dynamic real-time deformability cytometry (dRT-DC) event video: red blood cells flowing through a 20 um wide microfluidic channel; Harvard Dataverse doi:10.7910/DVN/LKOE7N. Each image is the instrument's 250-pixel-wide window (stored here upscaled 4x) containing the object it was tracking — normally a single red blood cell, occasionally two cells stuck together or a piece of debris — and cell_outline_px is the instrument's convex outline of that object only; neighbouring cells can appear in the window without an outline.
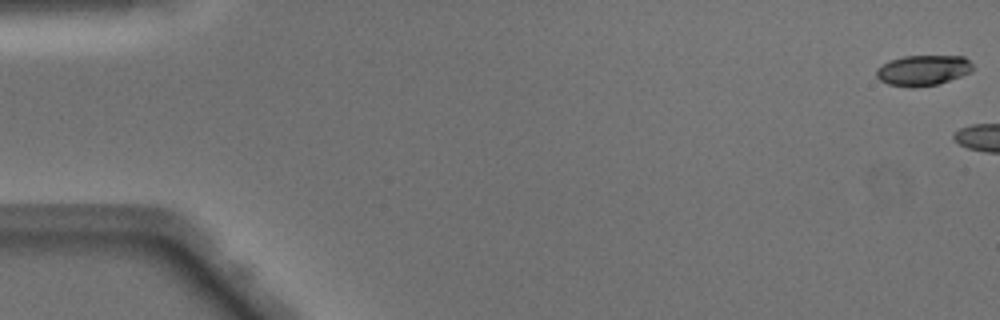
{"species": "Egyptian fruit bat (a non-hibernating species)", "species_latin": "Rousettus aegyptiacus", "temperature_condition": "warm", "stored_images_in_passage": 12, "camera_frame_rate_fps": 3000, "um_per_image_px": 0.085, "animal": {"sex": "male"}, "frame": {"image": 1, "passage_image": 1, "time_ms": 0.0, "image_size_px": [1000, 320], "cell_outline_px": [[972, 72], [936, 84], [916, 88], [912, 88], [888, 84], [880, 80], [876, 76], [876, 68], [888, 60], [904, 56], [964, 56], [972, 64]], "centroid_in_image_um": [78.41, 5.97], "position_along_channel_um": 6.6, "area_um2": 17.17}}